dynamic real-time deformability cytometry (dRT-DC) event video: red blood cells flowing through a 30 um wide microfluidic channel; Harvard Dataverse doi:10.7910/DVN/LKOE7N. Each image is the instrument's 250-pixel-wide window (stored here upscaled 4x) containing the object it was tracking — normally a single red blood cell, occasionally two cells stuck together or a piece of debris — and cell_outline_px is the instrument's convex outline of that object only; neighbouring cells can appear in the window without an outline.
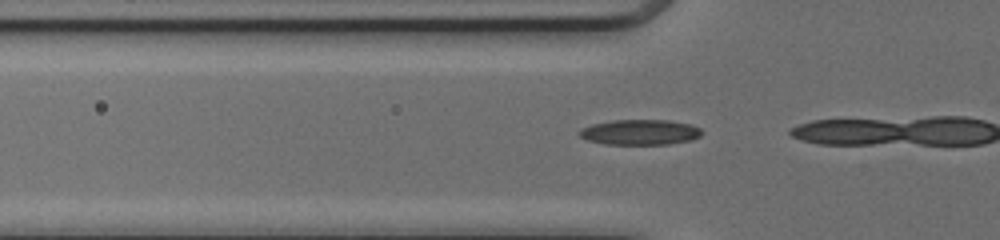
{"species": "common noctule bat (a hibernating species)", "species_latin": "Nyctalus noctula", "temperature_condition": "cold", "stored_images_in_passage": 16, "camera_frame_rate_fps": 3000, "um_per_image_px": 0.085, "animal": {"sex": "female", "body_mass_g": 17.0, "forearm_length_mm": 48.0}, "frame": {"image": 1, "passage_image": 14, "time_ms": 4.333, "image_size_px": [1000, 240], "cell_outline_px": [[700, 136], [692, 140], [668, 144], [604, 144], [588, 140], [580, 136], [576, 132], [580, 128], [592, 124], [612, 120], [668, 120], [692, 124], [700, 128]], "centroid_in_image_um": [54.37, 11.23], "position_along_channel_um": 71.4, "area_um2": 18.15}}